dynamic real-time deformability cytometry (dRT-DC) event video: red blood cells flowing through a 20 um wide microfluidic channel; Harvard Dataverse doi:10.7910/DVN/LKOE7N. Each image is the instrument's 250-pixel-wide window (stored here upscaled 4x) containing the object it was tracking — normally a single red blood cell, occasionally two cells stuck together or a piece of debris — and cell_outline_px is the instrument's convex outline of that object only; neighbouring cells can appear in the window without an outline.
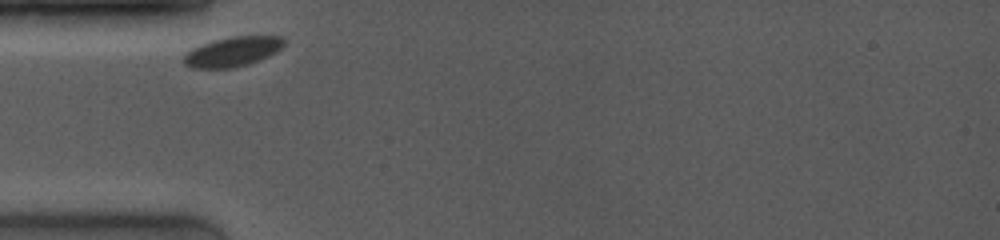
{"species": "common noctule bat (a hibernating species)", "species_latin": "Nyctalus noctula", "temperature_condition": "room temperature", "stored_images_in_passage": 2, "camera_frame_rate_fps": 4000, "um_per_image_px": 0.085, "animal": {"sex": "female", "body_mass_g": 19.0, "forearm_length_mm": 53.3}, "frame": {"image": 1, "passage_image": 1, "time_ms": 0.0, "image_size_px": [1000, 240], "cell_outline_px": [[284, 44], [276, 52], [268, 56], [248, 64], [232, 68], [192, 68], [184, 64], [184, 56], [192, 48], [200, 44], [212, 40], [232, 36], [280, 36], [284, 40]], "centroid_in_image_um": [19.75, 4.38], "position_along_channel_um": 65.3, "area_um2": 17.28}}